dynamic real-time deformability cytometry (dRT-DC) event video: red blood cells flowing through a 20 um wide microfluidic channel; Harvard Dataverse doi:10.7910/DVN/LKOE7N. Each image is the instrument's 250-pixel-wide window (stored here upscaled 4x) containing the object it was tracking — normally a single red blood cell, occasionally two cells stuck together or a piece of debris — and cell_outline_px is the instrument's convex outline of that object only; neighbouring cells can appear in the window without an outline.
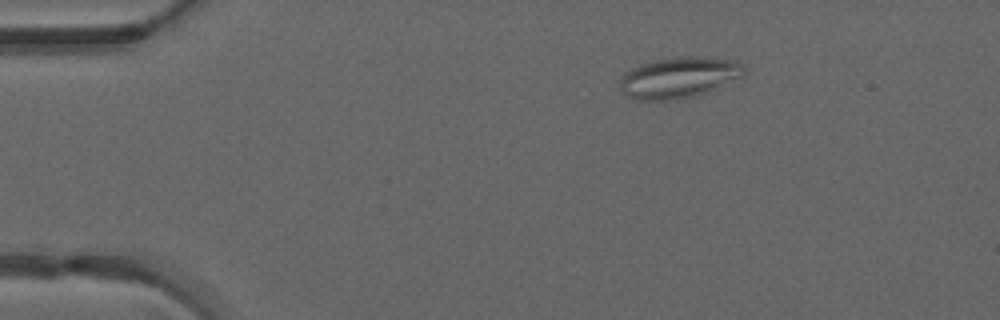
{"species": "common noctule bat (a hibernating species)", "species_latin": "Nyctalus noctula", "temperature_condition": "warm", "stored_images_in_passage": 49, "camera_frame_rate_fps": 3000, "um_per_image_px": 0.085, "animal": {"sex": "male", "forearm_length_mm": 52.5}, "frame": {"image": 1, "passage_image": 8, "time_ms": 2.333, "image_size_px": [1000, 320], "cell_outline_px": [[744, 72], [740, 76], [716, 88], [692, 96], [676, 100], [640, 100], [624, 96], [620, 92], [620, 76], [624, 72], [640, 64], [652, 60], [680, 56], [696, 56], [728, 60], [740, 64], [744, 68]], "centroid_in_image_um": [57.58, 6.59], "position_along_channel_um": 27.4, "area_um2": 29.42}}
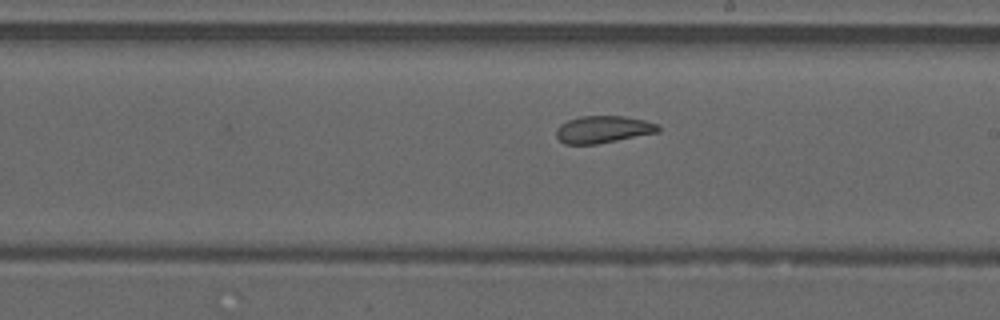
{"frame": {"image": 2, "passage_image": 28, "time_ms": 9.0, "image_size_px": [1000, 320], "cell_outline_px": [[660, 132], [596, 144], [564, 144], [556, 136], [556, 128], [560, 124], [568, 120], [580, 116], [624, 116], [644, 120], [660, 124]], "centroid_in_image_um": [51.28, 10.99], "position_along_channel_um": 237.7, "area_um2": 16.24}}
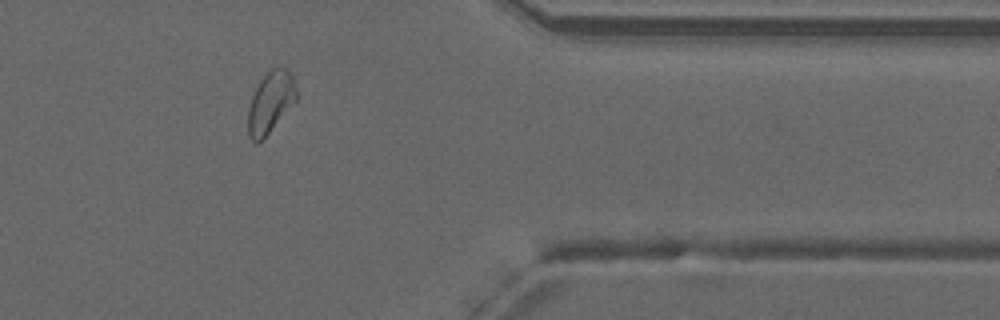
{"frame": {"image": 3, "passage_image": 40, "time_ms": 13.0, "image_size_px": [1000, 320], "cell_outline_px": [[300, 96], [268, 132], [256, 144], [248, 136], [248, 108], [252, 96], [260, 80], [272, 68], [288, 68], [292, 72]], "centroid_in_image_um": [23.03, 8.64], "position_along_channel_um": 388.4, "area_um2": 17.22}, "authors_computed_cell_mechanics": {"area_um2": 19.7676, "velocity_mm_per_s": 4.1976, "shape_relaxation_time_tau1_ms": null, "shape_relaxation_time_tau2_ms": 1.5252, "deformation_change_tau1": null, "deformation_change_tau2": 0.0891}}